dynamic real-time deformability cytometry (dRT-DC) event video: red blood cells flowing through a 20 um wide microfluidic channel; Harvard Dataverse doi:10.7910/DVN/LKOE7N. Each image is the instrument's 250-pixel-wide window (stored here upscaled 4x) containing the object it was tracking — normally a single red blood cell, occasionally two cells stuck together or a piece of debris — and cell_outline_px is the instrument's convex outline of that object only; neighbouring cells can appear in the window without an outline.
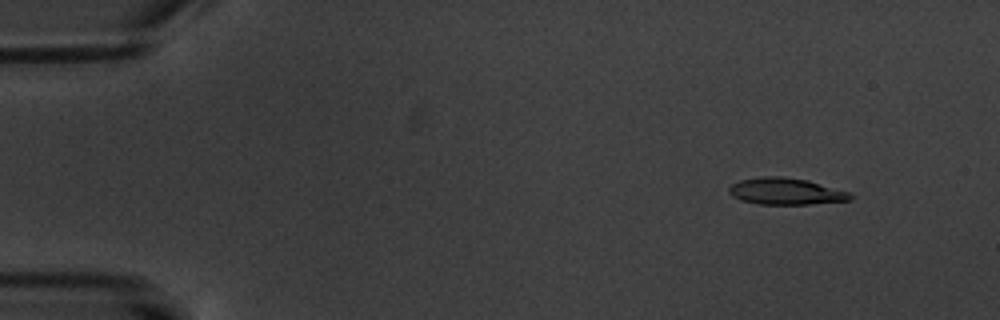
{"species": "common noctule bat (a hibernating species)", "species_latin": "Nyctalus noctula", "temperature_condition": "warm", "stored_images_in_passage": 8, "camera_frame_rate_fps": 3000, "um_per_image_px": 0.085, "animal": {"sex": "male", "body_mass_g": 20.1, "forearm_length_mm": 53.5}, "frame": {"image": 1, "passage_image": 2, "time_ms": 1.333, "image_size_px": [1000, 320], "cell_outline_px": [[852, 200], [808, 204], [760, 204], [740, 200], [732, 196], [728, 192], [728, 188], [732, 184], [740, 180], [760, 176], [780, 176], [808, 180], [848, 192], [852, 196]], "centroid_in_image_um": [66.75, 16.26], "position_along_channel_um": 18.3, "area_um2": 18.79}}
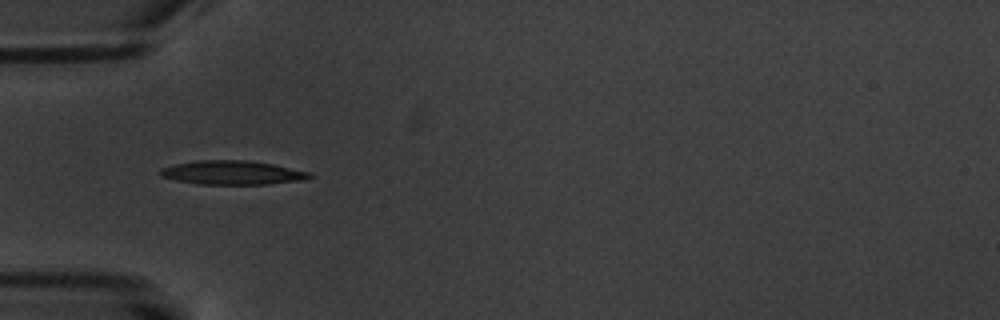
{"frame": {"image": 2, "passage_image": 5, "time_ms": 5.667, "image_size_px": [1000, 320], "cell_outline_px": [[312, 176], [308, 180], [268, 184], [196, 184], [176, 180], [160, 176], [160, 168], [176, 164], [196, 160], [248, 160], [272, 164], [312, 172]], "centroid_in_image_um": [19.79, 14.68], "position_along_channel_um": 65.2, "area_um2": 20.98}}